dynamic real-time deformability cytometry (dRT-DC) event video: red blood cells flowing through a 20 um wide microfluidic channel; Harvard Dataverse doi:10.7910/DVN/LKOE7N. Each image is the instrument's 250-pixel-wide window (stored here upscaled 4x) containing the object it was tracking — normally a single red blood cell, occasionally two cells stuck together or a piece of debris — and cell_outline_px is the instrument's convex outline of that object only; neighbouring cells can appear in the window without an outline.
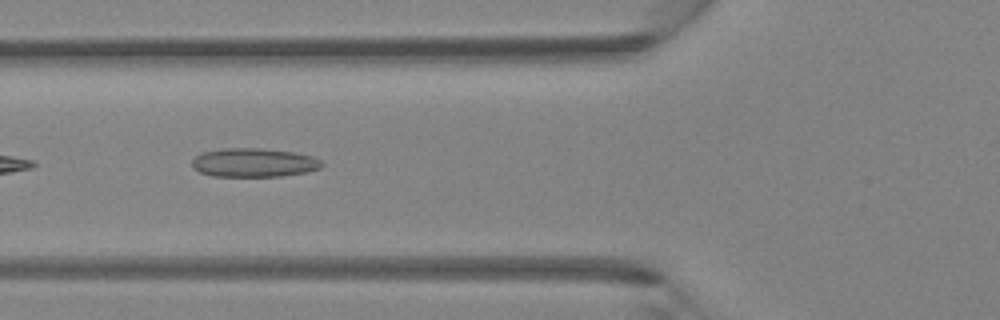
{"species": "Egyptian fruit bat (a non-hibernating species)", "species_latin": "Rousettus aegyptiacus", "temperature_condition": "room temperature", "stored_images_in_passage": 6, "camera_frame_rate_fps": 3000, "um_per_image_px": 0.085, "animal": {"sex": "female"}, "frame": {"image": 1, "passage_image": 5, "time_ms": 1.333, "image_size_px": [1000, 320], "cell_outline_px": [[324, 164], [320, 168], [308, 172], [284, 176], [212, 176], [200, 172], [192, 168], [192, 160], [196, 156], [204, 152], [224, 148], [260, 148], [292, 152], [312, 156], [320, 160]], "centroid_in_image_um": [21.58, 13.83], "position_along_channel_um": 104.2, "area_um2": 21.79}}
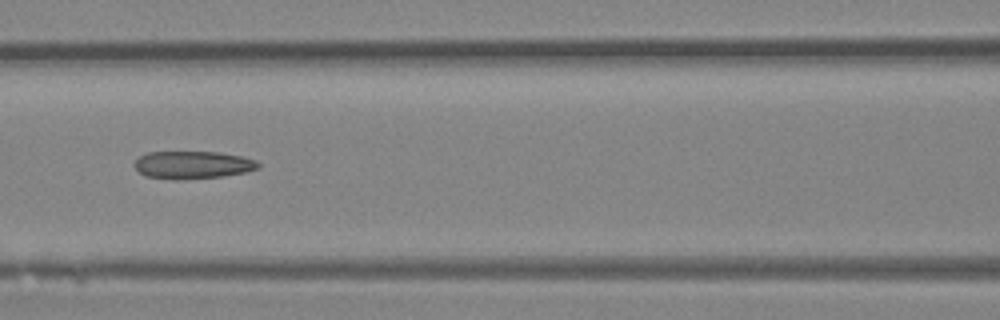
{"frame": {"image": 2, "passage_image": 6, "time_ms": 1.667, "image_size_px": [1000, 320], "cell_outline_px": [[260, 168], [244, 172], [224, 176], [180, 180], [176, 180], [144, 176], [132, 164], [140, 156], [148, 152], [220, 152], [244, 156], [256, 160], [260, 164]], "centroid_in_image_um": [16.39, 14.02], "position_along_channel_um": 150.2, "area_um2": 20.17}}